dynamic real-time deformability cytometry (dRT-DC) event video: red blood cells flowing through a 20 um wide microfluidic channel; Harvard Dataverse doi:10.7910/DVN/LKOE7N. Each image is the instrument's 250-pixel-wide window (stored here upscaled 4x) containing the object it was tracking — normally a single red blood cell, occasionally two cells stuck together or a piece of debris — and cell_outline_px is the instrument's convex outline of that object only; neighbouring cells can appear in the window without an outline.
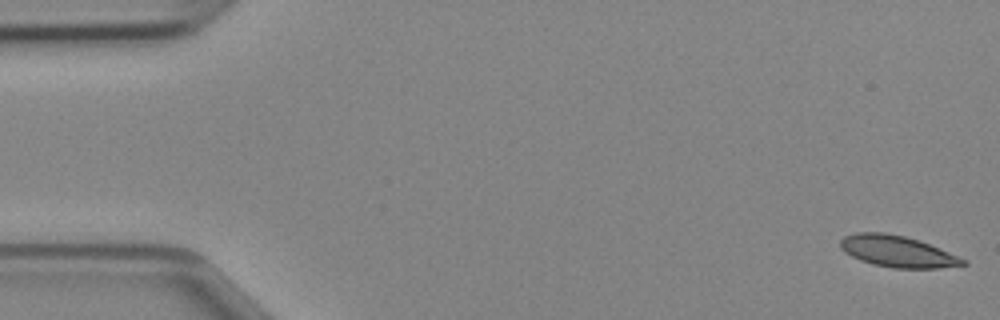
{"species": "Egyptian fruit bat (a non-hibernating species)", "species_latin": "Rousettus aegyptiacus", "temperature_condition": "cold", "stored_images_in_passage": 47, "camera_frame_rate_fps": 3000, "um_per_image_px": 0.085, "animal": {"sex": "female"}, "frame": {"image": 1, "passage_image": 1, "time_ms": 0.0, "image_size_px": [1000, 320], "cell_outline_px": [[968, 264], [940, 268], [892, 268], [872, 264], [860, 260], [844, 252], [840, 248], [840, 240], [844, 236], [856, 232], [884, 232], [904, 236], [928, 244], [968, 260]], "centroid_in_image_um": [76.25, 21.37], "position_along_channel_um": 8.8, "area_um2": 22.37}}
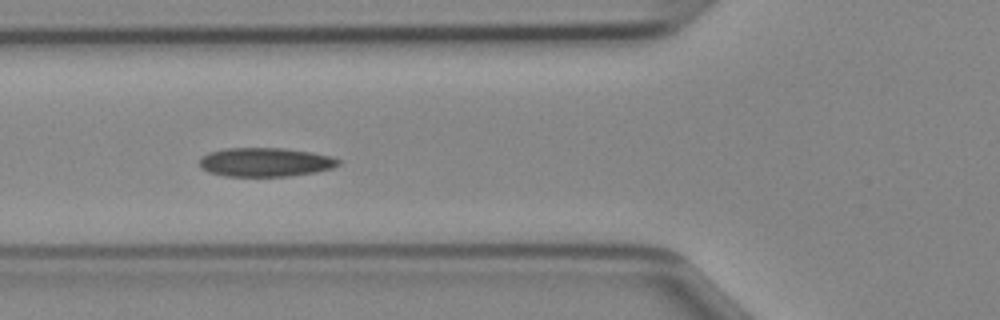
{"frame": {"image": 2, "passage_image": 17, "time_ms": 5.333, "image_size_px": [1000, 320], "cell_outline_px": [[340, 164], [332, 168], [316, 172], [288, 176], [224, 176], [208, 172], [200, 168], [200, 156], [208, 152], [224, 148], [284, 148], [312, 152], [332, 156], [340, 160]], "centroid_in_image_um": [22.53, 13.78], "position_along_channel_um": 103.3, "area_um2": 23.64}}
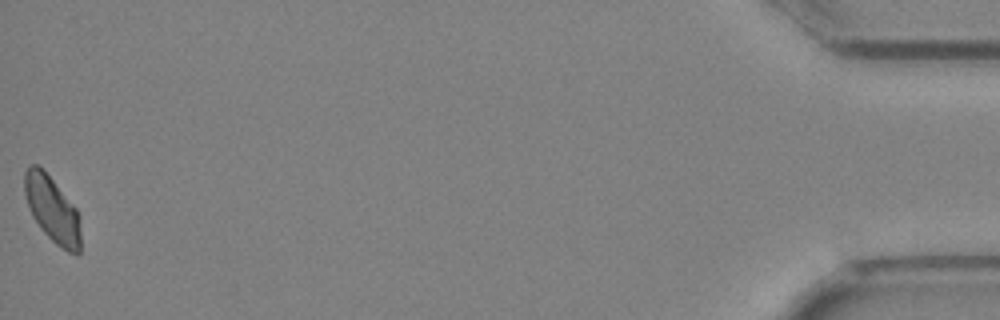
{"frame": {"image": 3, "passage_image": 47, "time_ms": 15.333, "image_size_px": [1000, 320], "cell_outline_px": [[80, 252], [76, 256], [60, 248], [40, 228], [32, 216], [24, 192], [24, 172], [32, 164], [36, 164], [52, 180], [76, 208], [80, 216]], "centroid_in_image_um": [4.46, 17.86], "position_along_channel_um": 430.7, "area_um2": 21.39}}